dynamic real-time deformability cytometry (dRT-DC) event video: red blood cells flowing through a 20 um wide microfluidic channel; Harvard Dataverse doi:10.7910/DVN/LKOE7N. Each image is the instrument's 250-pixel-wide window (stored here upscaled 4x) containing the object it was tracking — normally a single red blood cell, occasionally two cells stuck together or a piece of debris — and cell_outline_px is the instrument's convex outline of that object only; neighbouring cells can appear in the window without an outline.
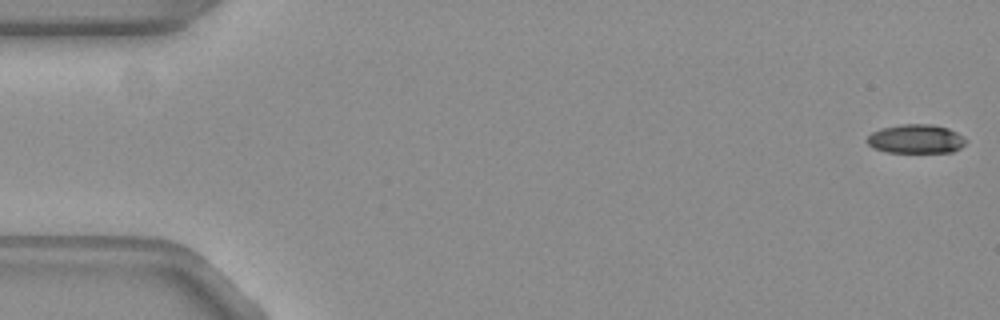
{"species": "common noctule bat (a hibernating species)", "species_latin": "Nyctalus noctula", "temperature_condition": "warm", "stored_images_in_passage": 55, "camera_frame_rate_fps": 3000, "um_per_image_px": 0.085, "animal": {"sex": "female", "body_mass_g": 19.3, "forearm_length_mm": 54.1}, "frame": {"image": 1, "passage_image": 1, "time_ms": 0.0, "image_size_px": [1000, 320], "cell_outline_px": [[964, 144], [960, 148], [952, 152], [888, 152], [876, 148], [868, 144], [868, 136], [872, 132], [880, 128], [904, 124], [932, 124], [948, 128], [956, 132], [964, 140]], "centroid_in_image_um": [77.84, 11.8], "position_along_channel_um": 7.2, "area_um2": 16.36}}
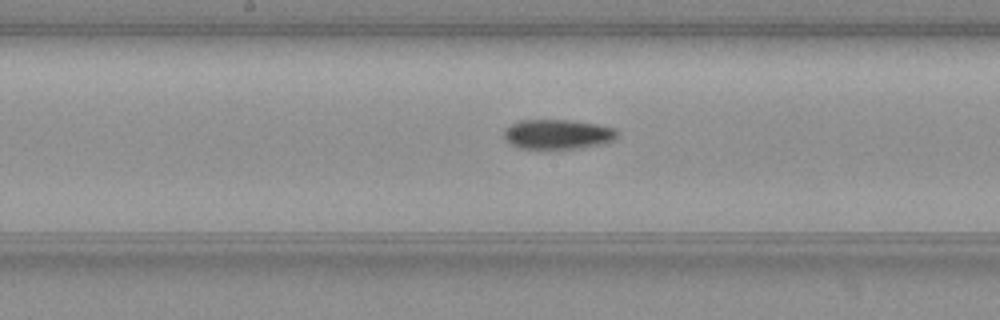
{"frame": {"image": 2, "passage_image": 28, "time_ms": 9.0, "image_size_px": [1000, 320], "cell_outline_px": [[616, 136], [612, 140], [604, 144], [580, 148], [520, 148], [512, 144], [504, 136], [504, 128], [508, 124], [520, 120], [568, 120], [596, 124], [616, 128]], "centroid_in_image_um": [47.39, 11.4], "position_along_channel_um": 200.8, "area_um2": 19.48}}
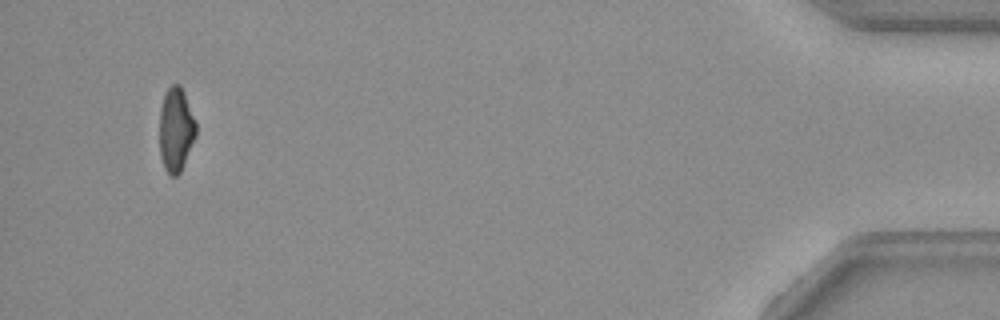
{"frame": {"image": 3, "passage_image": 52, "time_ms": 17.0, "image_size_px": [1000, 320], "cell_outline_px": [[196, 136], [180, 172], [176, 176], [172, 176], [164, 168], [160, 156], [160, 112], [164, 96], [168, 88], [172, 84], [180, 84], [184, 92], [196, 120]], "centroid_in_image_um": [14.96, 11.01], "position_along_channel_um": 420.2, "area_um2": 17.8}, "authors_computed_cell_mechanics": {"area_um2": 18.6116, "velocity_mm_per_s": 3.7853, "shape_relaxation_time_tau1_ms": 11.0972, "shape_relaxation_time_tau2_ms": null, "deformation_change_tau1": 0.26, "deformation_change_tau2": null}}